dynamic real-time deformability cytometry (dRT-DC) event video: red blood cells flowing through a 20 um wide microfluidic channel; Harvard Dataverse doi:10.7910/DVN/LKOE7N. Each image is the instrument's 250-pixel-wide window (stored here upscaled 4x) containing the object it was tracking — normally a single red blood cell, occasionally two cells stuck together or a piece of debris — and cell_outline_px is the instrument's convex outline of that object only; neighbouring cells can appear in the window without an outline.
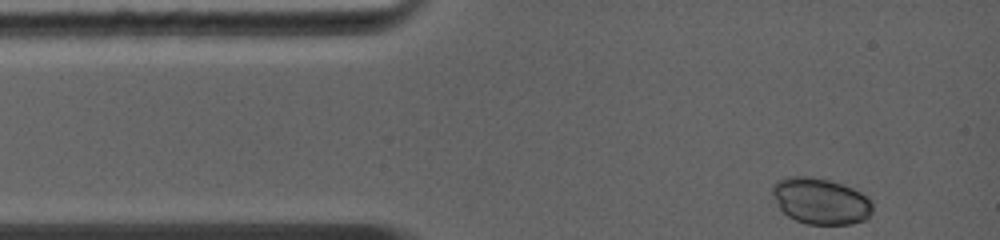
{"species": "common noctule bat (a hibernating species)", "species_latin": "Nyctalus noctula", "temperature_condition": "warm", "stored_images_in_passage": 20, "camera_frame_rate_fps": 5000, "um_per_image_px": 0.085, "animal": {"sex": "female", "body_mass_g": 19.0, "forearm_length_mm": 56.7}, "frame": {"image": 1, "passage_image": 1, "time_ms": 0.0, "image_size_px": [1000, 240], "cell_outline_px": [[872, 212], [864, 220], [852, 224], [808, 224], [796, 220], [788, 216], [776, 204], [772, 192], [772, 184], [776, 180], [788, 176], [808, 176], [828, 180], [852, 188], [860, 192], [872, 204]], "centroid_in_image_um": [69.7, 17.09], "position_along_channel_um": 15.3, "area_um2": 26.82}}
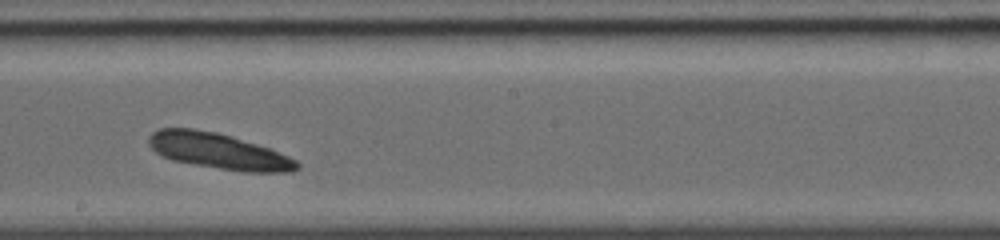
{"frame": {"image": 2, "passage_image": 13, "time_ms": 6.0, "image_size_px": [1000, 240], "cell_outline_px": [[300, 168], [292, 172], [244, 172], [172, 160], [160, 156], [148, 144], [148, 136], [152, 132], [160, 128], [192, 128], [216, 132], [232, 136], [268, 148], [288, 156], [296, 160], [300, 164]], "centroid_in_image_um": [18.56, 12.84], "position_along_channel_um": 229.6, "area_um2": 30.81}}
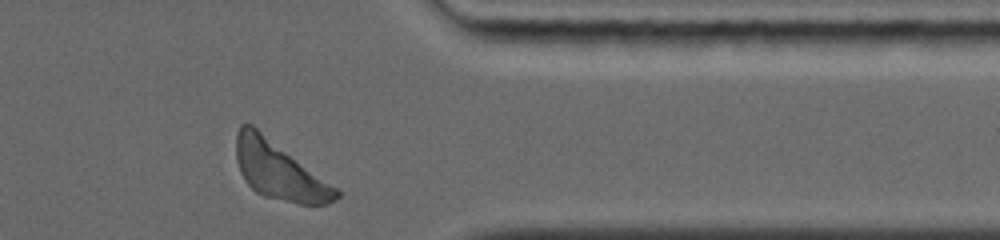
{"frame": {"image": 3, "passage_image": 20, "time_ms": 9.8, "image_size_px": [1000, 240], "cell_outline_px": [[340, 196], [336, 200], [328, 204], [300, 204], [264, 196], [256, 192], [244, 180], [240, 172], [236, 160], [236, 132], [240, 124], [252, 124], [336, 188], [340, 192]], "centroid_in_image_um": [23.69, 14.5], "position_along_channel_um": 387.7, "area_um2": 33.29}}